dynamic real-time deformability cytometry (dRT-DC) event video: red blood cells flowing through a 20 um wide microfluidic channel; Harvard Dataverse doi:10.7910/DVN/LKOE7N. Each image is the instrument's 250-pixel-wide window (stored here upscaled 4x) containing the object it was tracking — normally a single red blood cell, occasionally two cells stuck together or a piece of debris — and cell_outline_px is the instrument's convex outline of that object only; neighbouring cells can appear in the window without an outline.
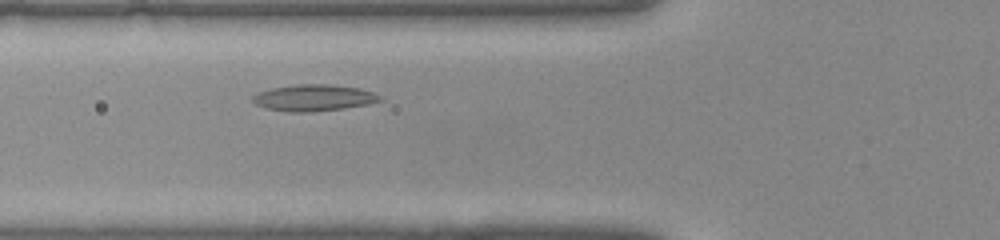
{"species": "common noctule bat (a hibernating species)", "species_latin": "Nyctalus noctula", "temperature_condition": "warm", "stored_images_in_passage": 32, "camera_frame_rate_fps": 3000, "um_per_image_px": 0.085, "animal": {"sex": "female", "body_mass_g": 22.0, "forearm_length_mm": 56.7}, "frame": {"image": 1, "passage_image": 6, "time_ms": 1.667, "image_size_px": [1000, 240], "cell_outline_px": [[384, 100], [368, 104], [344, 108], [312, 112], [288, 112], [264, 108], [256, 104], [252, 100], [252, 96], [260, 92], [272, 88], [296, 84], [328, 84], [360, 88], [384, 96]], "centroid_in_image_um": [26.7, 8.31], "position_along_channel_um": 99.1, "area_um2": 19.77}}
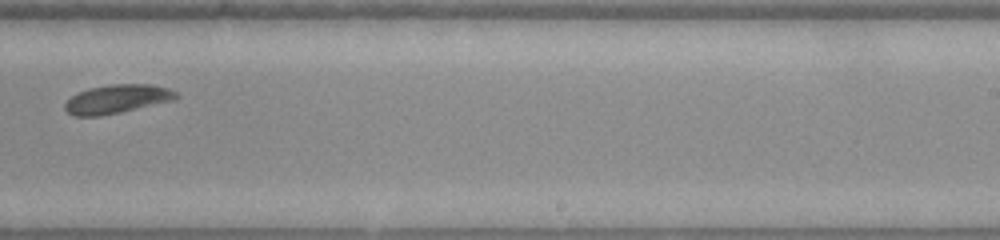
{"frame": {"image": 2, "passage_image": 17, "time_ms": 5.333, "image_size_px": [1000, 240], "cell_outline_px": [[180, 96], [176, 100], [120, 112], [100, 116], [72, 116], [64, 108], [64, 104], [72, 96], [88, 88], [108, 84], [152, 84], [168, 88], [176, 92]], "centroid_in_image_um": [9.98, 8.41], "position_along_channel_um": 279.0, "area_um2": 18.73}}
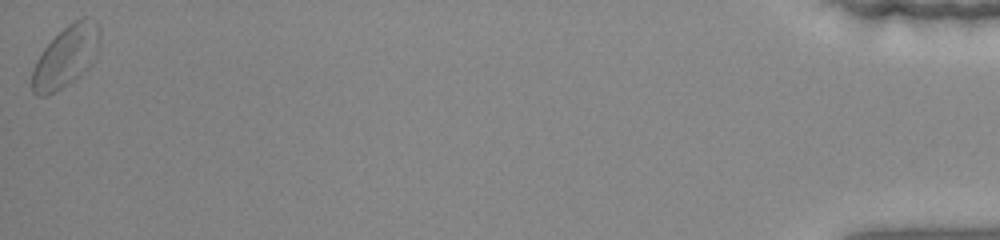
{"frame": {"image": 3, "passage_image": 32, "time_ms": 10.333, "image_size_px": [1000, 240], "cell_outline_px": [[100, 36], [92, 60], [88, 68], [72, 80], [60, 88], [44, 96], [36, 96], [32, 92], [32, 68], [36, 60], [44, 48], [68, 24], [84, 16], [96, 20], [100, 24]], "centroid_in_image_um": [5.59, 4.78], "position_along_channel_um": 429.6, "area_um2": 23.64}}